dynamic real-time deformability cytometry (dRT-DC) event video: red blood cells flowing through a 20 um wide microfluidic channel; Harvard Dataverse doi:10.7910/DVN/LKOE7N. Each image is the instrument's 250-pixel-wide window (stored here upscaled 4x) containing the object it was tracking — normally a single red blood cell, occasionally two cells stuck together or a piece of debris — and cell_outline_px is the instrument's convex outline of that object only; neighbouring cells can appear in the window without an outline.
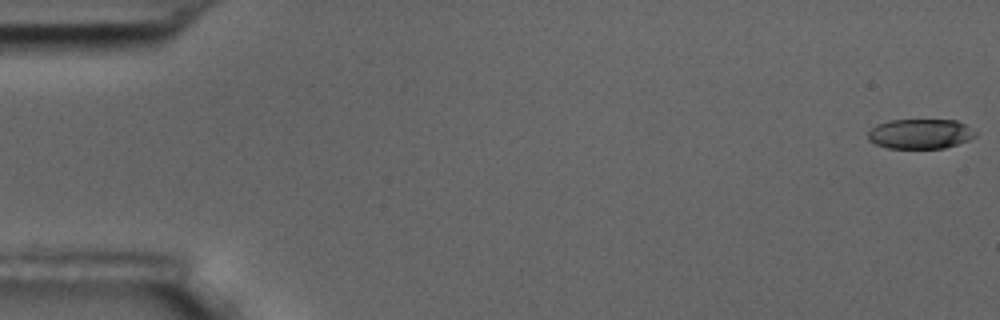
{"species": "common noctule bat (a hibernating species)", "species_latin": "Nyctalus noctula", "temperature_condition": "room temperature", "stored_images_in_passage": 58, "camera_frame_rate_fps": 3000, "um_per_image_px": 0.085, "animal": {"sex": "male", "body_mass_g": 17.5, "forearm_length_mm": 52.3}, "frame": {"image": 1, "passage_image": 1, "time_ms": 0.0, "image_size_px": [1000, 320], "cell_outline_px": [[976, 136], [968, 140], [944, 148], [888, 148], [876, 144], [868, 140], [868, 132], [876, 124], [888, 120], [956, 120], [964, 124], [976, 132]], "centroid_in_image_um": [78.19, 11.37], "position_along_channel_um": 6.8, "area_um2": 18.61}}
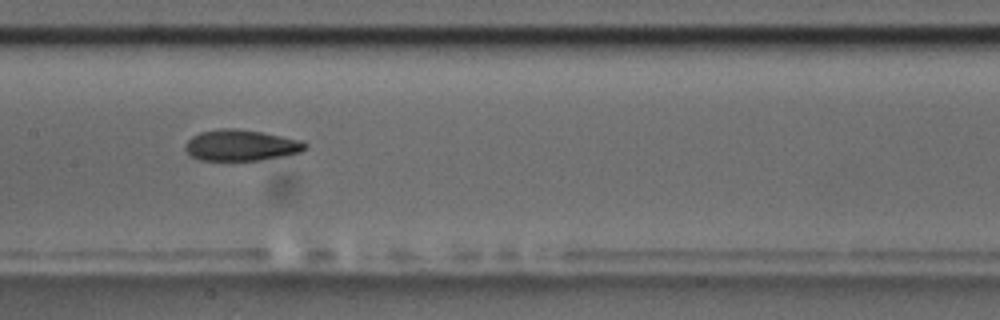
{"frame": {"image": 2, "passage_image": 29, "time_ms": 9.333, "image_size_px": [1000, 320], "cell_outline_px": [[308, 148], [300, 152], [260, 160], [200, 160], [192, 156], [184, 148], [184, 144], [192, 136], [200, 132], [220, 128], [236, 128], [264, 132], [300, 140], [308, 144]], "centroid_in_image_um": [20.48, 12.33], "position_along_channel_um": 186.9, "area_um2": 21.73}}
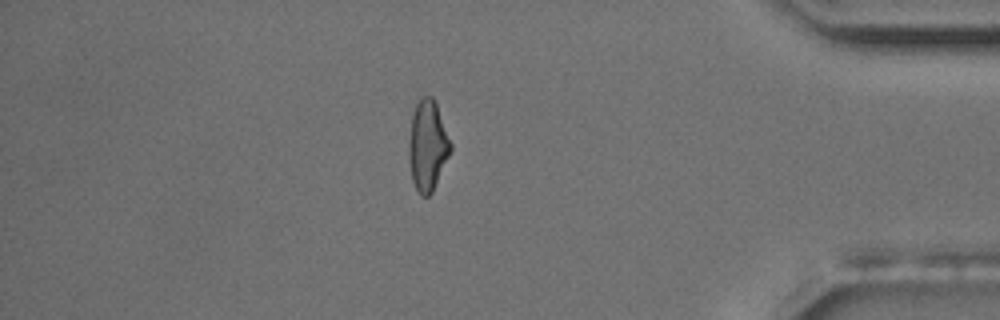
{"frame": {"image": 3, "passage_image": 50, "time_ms": 16.333, "image_size_px": [1000, 320], "cell_outline_px": [[452, 148], [432, 192], [428, 196], [420, 196], [412, 180], [408, 156], [408, 144], [412, 112], [416, 104], [424, 96], [432, 96], [436, 104], [452, 144]], "centroid_in_image_um": [36.33, 12.38], "position_along_channel_um": 398.9, "area_um2": 21.85}, "authors_computed_cell_mechanics": {"area_um2": 21.7617, "velocity_mm_per_s": 3.5308, "shape_relaxation_time_tau1_ms": 6.838, "shape_relaxation_time_tau2_ms": 3.1236, "deformation_change_tau1": 0.1898, "deformation_change_tau2": 0.0991}}